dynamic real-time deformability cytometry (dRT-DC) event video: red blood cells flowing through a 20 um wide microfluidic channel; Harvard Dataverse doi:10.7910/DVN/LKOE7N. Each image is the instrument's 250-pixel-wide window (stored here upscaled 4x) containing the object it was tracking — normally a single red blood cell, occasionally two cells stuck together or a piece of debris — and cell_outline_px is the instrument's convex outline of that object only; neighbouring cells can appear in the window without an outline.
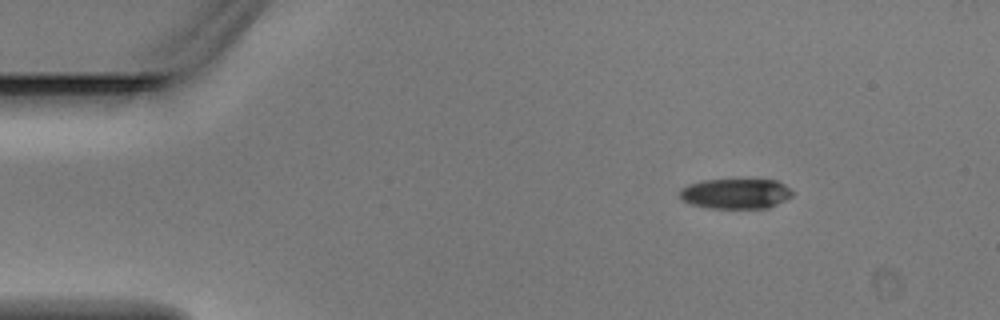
{"species": "Egyptian fruit bat (a non-hibernating species)", "species_latin": "Rousettus aegyptiacus", "temperature_condition": "warm", "stored_images_in_passage": 3, "segment_of_instrument_passage": [2, 2], "camera_frame_rate_fps": 3000, "um_per_image_px": 0.085, "animal": {"sex": "male"}, "frame": {"image": 1, "passage_image": 3, "time_ms": 0.667, "image_size_px": [1000, 320], "cell_outline_px": [[796, 192], [792, 196], [768, 208], [708, 208], [692, 204], [684, 200], [680, 196], [680, 188], [688, 184], [704, 180], [776, 180], [784, 184]], "centroid_in_image_um": [62.56, 16.46], "position_along_channel_um": 22.4, "area_um2": 19.77}}